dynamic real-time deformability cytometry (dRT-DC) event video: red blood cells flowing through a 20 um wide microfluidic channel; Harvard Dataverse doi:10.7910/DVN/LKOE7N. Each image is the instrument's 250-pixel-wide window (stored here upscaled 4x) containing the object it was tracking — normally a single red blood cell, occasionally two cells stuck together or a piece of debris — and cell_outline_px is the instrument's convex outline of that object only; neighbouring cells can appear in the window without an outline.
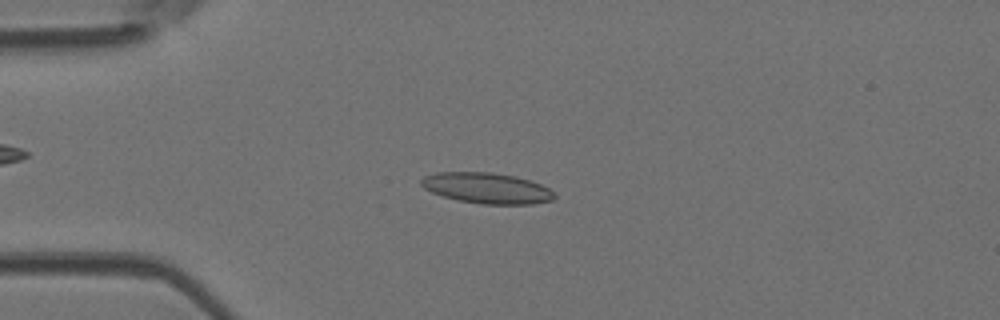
{"species": "Egyptian fruit bat (a non-hibernating species)", "species_latin": "Rousettus aegyptiacus", "temperature_condition": "room temperature", "stored_images_in_passage": 49, "camera_frame_rate_fps": 3000, "um_per_image_px": 0.085, "animal": {"sex": "female"}, "frame": {"image": 1, "passage_image": 12, "time_ms": 3.667, "image_size_px": [1000, 320], "cell_outline_px": [[556, 196], [552, 200], [532, 204], [480, 204], [460, 200], [444, 196], [432, 192], [424, 188], [420, 184], [420, 180], [424, 176], [436, 172], [492, 172], [516, 176], [540, 184], [548, 188]], "centroid_in_image_um": [41.36, 15.98], "position_along_channel_um": 43.6, "area_um2": 23.76}}
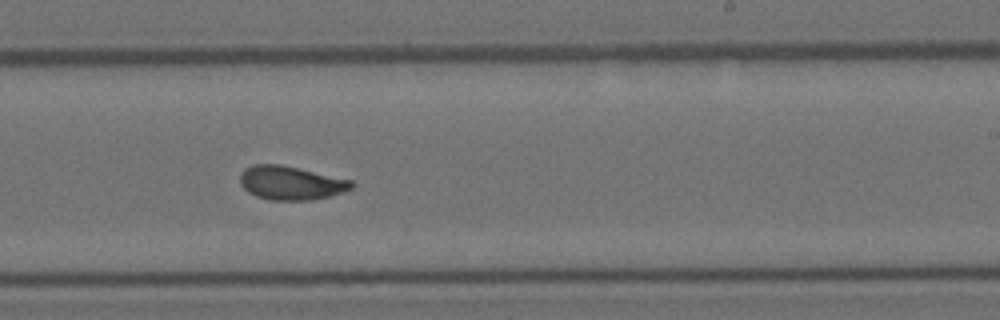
{"frame": {"image": 2, "passage_image": 30, "time_ms": 9.667, "image_size_px": [1000, 320], "cell_outline_px": [[356, 184], [352, 188], [328, 196], [312, 200], [268, 200], [256, 196], [248, 192], [240, 184], [240, 172], [244, 168], [252, 164], [280, 164], [352, 180]], "centroid_in_image_um": [24.68, 15.54], "position_along_channel_um": 264.3, "area_um2": 21.96}}
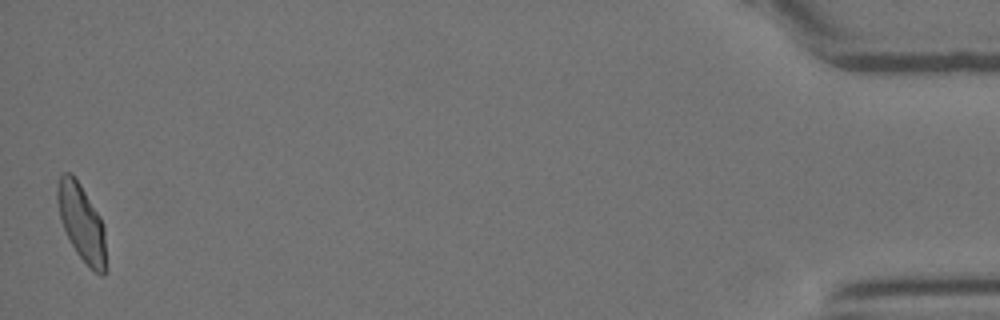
{"frame": {"image": 3, "passage_image": 49, "time_ms": 16.0, "image_size_px": [1000, 320], "cell_outline_px": [[104, 276], [100, 276], [76, 252], [60, 220], [56, 200], [56, 192], [60, 176], [64, 172], [72, 172], [80, 184], [100, 216], [104, 224]], "centroid_in_image_um": [6.9, 18.85], "position_along_channel_um": 428.3, "area_um2": 21.27}, "authors_computed_cell_mechanics": {"area_um2": 22.1374, "velocity_mm_per_s": 4.0424, "shape_relaxation_time_tau1_ms": 4.3922, "shape_relaxation_time_tau2_ms": 1.1648, "deformation_change_tau1": 0.1526, "deformation_change_tau2": 0.0684}}